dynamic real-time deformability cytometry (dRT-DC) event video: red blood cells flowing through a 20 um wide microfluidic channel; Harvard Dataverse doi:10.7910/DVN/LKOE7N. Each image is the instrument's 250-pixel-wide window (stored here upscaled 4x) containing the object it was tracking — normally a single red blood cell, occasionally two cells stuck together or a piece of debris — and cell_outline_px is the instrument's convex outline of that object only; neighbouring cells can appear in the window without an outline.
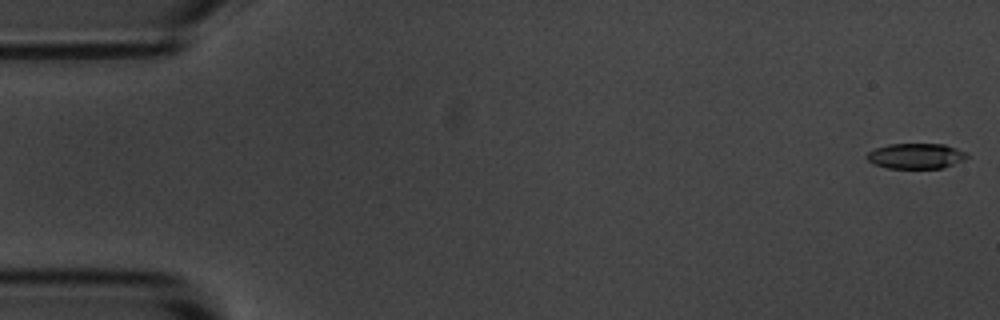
{"species": "common noctule bat (a hibernating species)", "species_latin": "Nyctalus noctula", "temperature_condition": "room temperature", "stored_images_in_passage": 55, "camera_frame_rate_fps": 3000, "um_per_image_px": 0.085, "animal": {"sex": "male", "body_mass_g": 20.1, "forearm_length_mm": 53.5}, "frame": {"image": 1, "passage_image": 1, "time_ms": 0.0, "image_size_px": [1000, 320], "cell_outline_px": [[968, 156], [964, 160], [944, 168], [888, 168], [872, 164], [864, 156], [868, 152], [876, 148], [888, 144], [944, 144], [968, 152]], "centroid_in_image_um": [77.85, 13.26], "position_along_channel_um": 7.1, "area_um2": 14.97}}
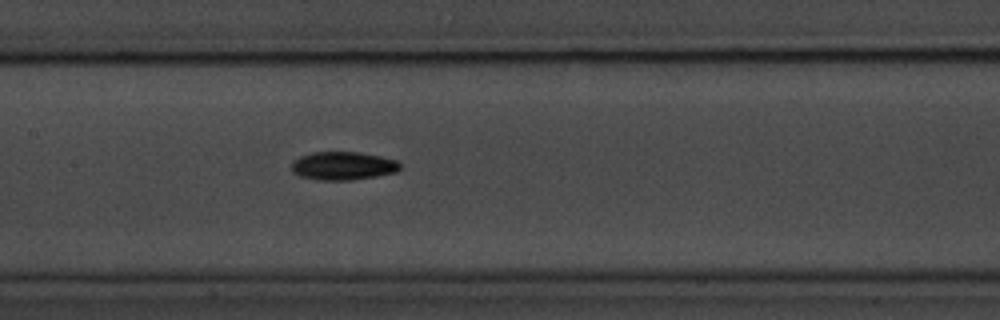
{"frame": {"image": 2, "passage_image": 26, "time_ms": 8.333, "image_size_px": [1000, 320], "cell_outline_px": [[400, 168], [396, 172], [376, 176], [352, 180], [320, 180], [300, 176], [292, 172], [292, 164], [300, 156], [312, 152], [360, 152], [380, 156], [396, 160], [400, 164]], "centroid_in_image_um": [29.16, 14.09], "position_along_channel_um": 178.2, "area_um2": 17.8}}
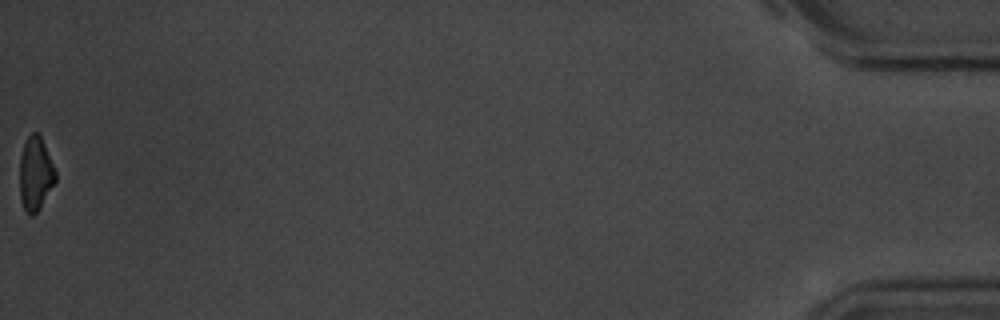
{"frame": {"image": 3, "passage_image": 55, "time_ms": 18.0, "image_size_px": [1000, 320], "cell_outline_px": [[56, 180], [36, 212], [32, 216], [24, 208], [20, 196], [20, 156], [24, 144], [28, 136], [32, 132], [36, 132], [40, 136], [56, 172]], "centroid_in_image_um": [3.0, 14.74], "position_along_channel_um": 432.2, "area_um2": 14.85}, "authors_computed_cell_mechanics": {"area_um2": 16.4152, "velocity_mm_per_s": 3.6718, "shape_relaxation_time_tau1_ms": 2.8058, "shape_relaxation_time_tau2_ms": null, "deformation_change_tau1": 0.1703, "deformation_change_tau2": null}}